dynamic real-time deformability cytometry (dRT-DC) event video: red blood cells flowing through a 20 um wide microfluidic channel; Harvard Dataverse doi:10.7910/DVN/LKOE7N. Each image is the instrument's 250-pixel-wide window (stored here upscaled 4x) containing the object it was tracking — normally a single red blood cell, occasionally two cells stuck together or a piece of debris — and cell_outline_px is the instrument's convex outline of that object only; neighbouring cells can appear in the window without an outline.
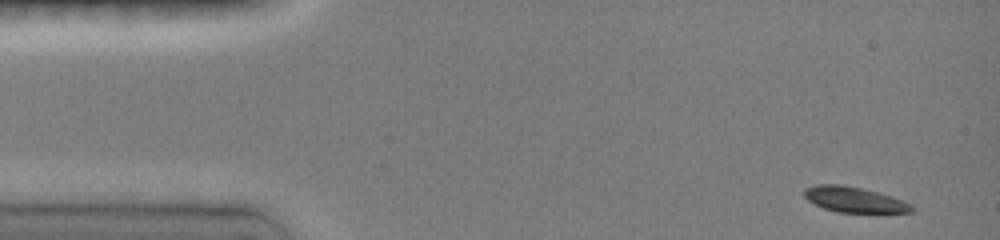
{"species": "common noctule bat (a hibernating species)", "species_latin": "Nyctalus noctula", "temperature_condition": "room temperature", "stored_images_in_passage": 45, "camera_frame_rate_fps": 3000, "um_per_image_px": 0.085, "animal": {"sex": "female", "body_mass_g": 19.0, "forearm_length_mm": 51.5}, "frame": {"image": 1, "passage_image": 1, "time_ms": 0.0, "image_size_px": [1000, 240], "cell_outline_px": [[916, 208], [912, 212], [836, 212], [824, 208], [808, 200], [804, 196], [804, 188], [816, 184], [844, 184], [892, 196], [912, 204]], "centroid_in_image_um": [72.61, 16.96], "position_along_channel_um": 12.4, "area_um2": 15.9}}
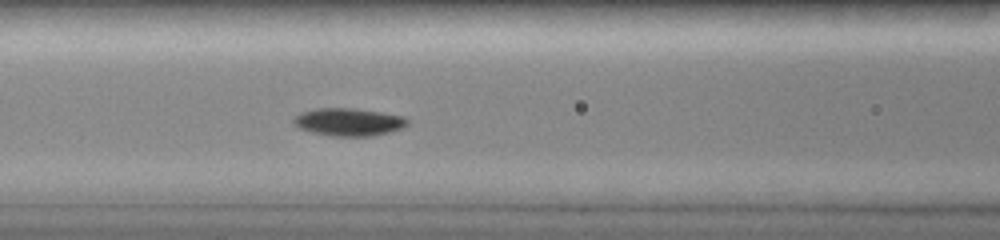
{"frame": {"image": 2, "passage_image": 18, "time_ms": 5.667, "image_size_px": [1000, 240], "cell_outline_px": [[408, 124], [404, 128], [372, 136], [332, 136], [312, 132], [300, 128], [292, 124], [292, 120], [300, 112], [316, 108], [352, 108], [380, 112], [404, 116], [408, 120]], "centroid_in_image_um": [29.63, 10.36], "position_along_channel_um": 137.0, "area_um2": 18.44}}
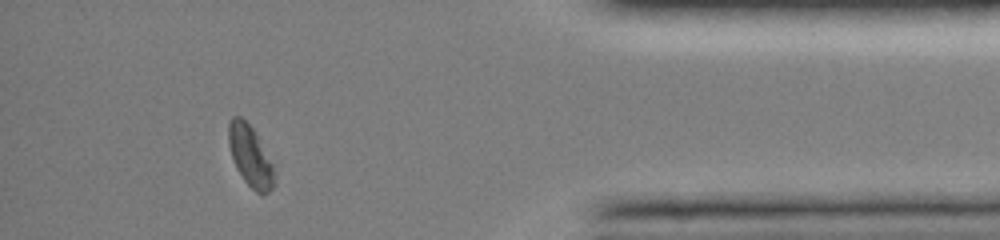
{"frame": {"image": 3, "passage_image": 41, "time_ms": 13.333, "image_size_px": [1000, 240], "cell_outline_px": [[276, 184], [268, 192], [256, 192], [244, 180], [236, 168], [228, 144], [228, 124], [232, 116], [240, 116], [252, 128], [276, 164]], "centroid_in_image_um": [21.33, 13.27], "position_along_channel_um": 413.9, "area_um2": 16.65}, "authors_computed_cell_mechanics": {"area_um2": 17.2822, "velocity_mm_per_s": 3.9788, "shape_relaxation_time_tau1_ms": 1.7019, "shape_relaxation_time_tau2_ms": null, "deformation_change_tau1": 0.1215, "deformation_change_tau2": null}}